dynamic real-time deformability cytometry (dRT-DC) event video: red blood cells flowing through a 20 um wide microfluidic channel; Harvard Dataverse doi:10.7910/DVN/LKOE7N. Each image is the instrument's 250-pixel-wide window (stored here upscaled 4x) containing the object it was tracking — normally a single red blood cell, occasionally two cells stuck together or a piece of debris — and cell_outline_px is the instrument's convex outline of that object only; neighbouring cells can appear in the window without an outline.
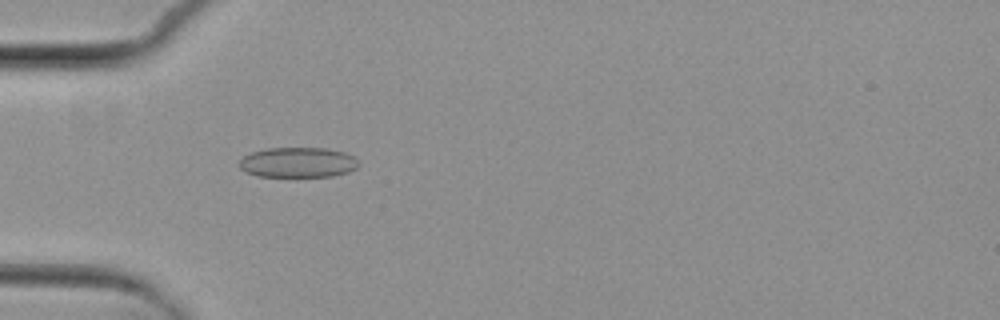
{"species": "common noctule bat (a hibernating species)", "species_latin": "Nyctalus noctula", "temperature_condition": "cold", "stored_images_in_passage": 8, "camera_frame_rate_fps": 3000, "um_per_image_px": 0.085, "animal": {"sex": "female", "body_mass_g": 29.2, "forearm_length_mm": 56.3}, "frame": {"image": 1, "passage_image": 5, "time_ms": 4.667, "image_size_px": [1000, 320], "cell_outline_px": [[360, 164], [356, 168], [348, 172], [332, 176], [256, 176], [244, 172], [236, 164], [244, 156], [252, 152], [268, 148], [328, 148], [344, 152], [352, 156]], "centroid_in_image_um": [25.29, 13.8], "position_along_channel_um": 59.7, "area_um2": 21.04}}
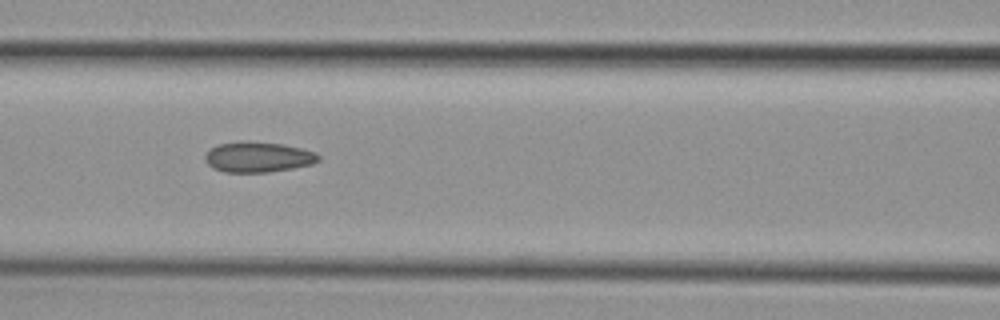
{"frame": {"image": 2, "passage_image": 7, "time_ms": 7.0, "image_size_px": [1000, 320], "cell_outline_px": [[320, 160], [312, 164], [292, 168], [268, 172], [224, 172], [212, 168], [204, 160], [204, 156], [212, 148], [220, 144], [244, 140], [248, 140], [284, 144], [316, 152], [320, 156]], "centroid_in_image_um": [21.94, 13.34], "position_along_channel_um": 144.7, "area_um2": 20.23}}
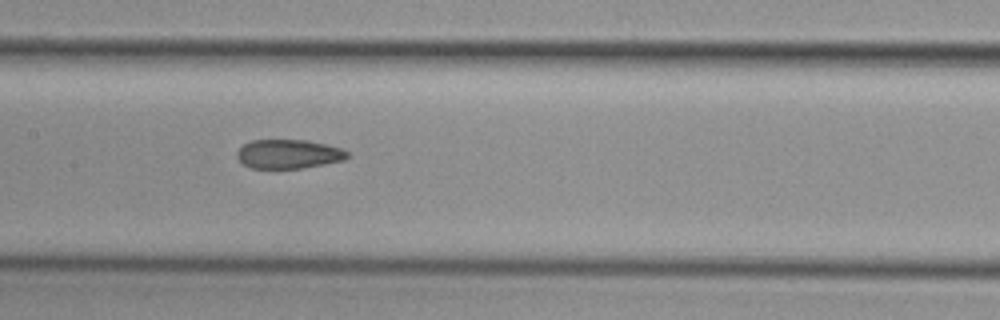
{"frame": {"image": 3, "passage_image": 8, "time_ms": 8.0, "image_size_px": [1000, 320], "cell_outline_px": [[348, 156], [344, 160], [324, 164], [300, 168], [252, 168], [244, 164], [236, 156], [236, 152], [244, 144], [252, 140], [308, 140], [340, 148], [348, 152]], "centroid_in_image_um": [24.51, 13.09], "position_along_channel_um": 182.9, "area_um2": 18.5}}